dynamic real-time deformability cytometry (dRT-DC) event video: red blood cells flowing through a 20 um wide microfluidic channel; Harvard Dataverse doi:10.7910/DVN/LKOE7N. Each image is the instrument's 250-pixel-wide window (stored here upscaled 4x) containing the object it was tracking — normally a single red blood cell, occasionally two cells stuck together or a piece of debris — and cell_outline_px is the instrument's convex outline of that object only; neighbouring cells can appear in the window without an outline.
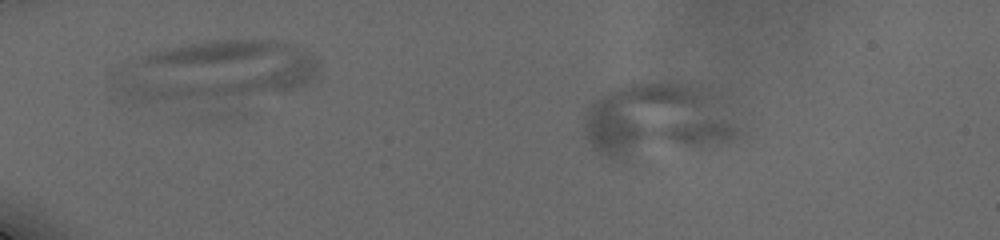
{"species": "human", "species_latin": "Homo sapiens", "temperature_condition": "cold", "stored_images_in_passage": 9, "camera_frame_rate_fps": 3000, "um_per_image_px": 0.085, "donor": {"sex": "male"}, "frame": {"image": 1, "passage_image": 7, "time_ms": 3.667, "image_size_px": [1000, 240], "cell_outline_px": [[744, 132], [732, 140], [720, 144], [704, 148], [616, 160], [612, 160], [604, 156], [592, 148], [584, 136], [584, 116], [592, 104], [596, 100], [608, 92], [616, 88], [628, 84], [676, 80], [704, 84], [720, 96], [724, 100]], "centroid_in_image_um": [55.97, 10.19], "position_along_channel_um": 29.0, "area_um2": 68.72}}